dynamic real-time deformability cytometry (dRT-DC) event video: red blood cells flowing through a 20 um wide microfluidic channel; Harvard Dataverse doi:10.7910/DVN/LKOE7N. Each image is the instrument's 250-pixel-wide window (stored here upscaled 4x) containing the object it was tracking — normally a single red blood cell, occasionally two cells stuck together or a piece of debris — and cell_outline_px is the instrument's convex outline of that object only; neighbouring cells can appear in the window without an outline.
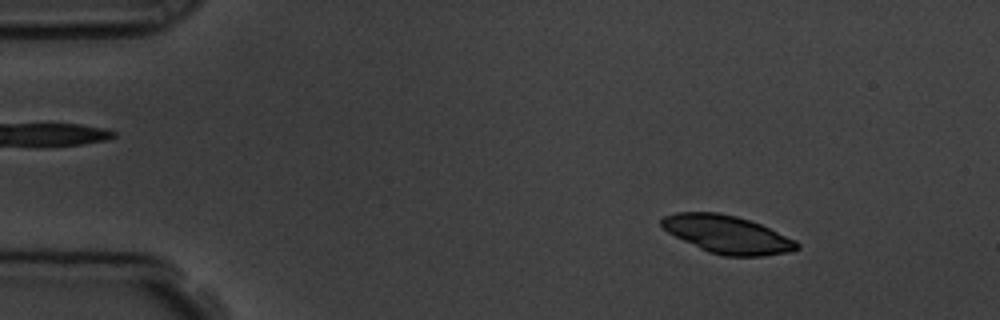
{"species": "common noctule bat (a hibernating species)", "species_latin": "Nyctalus noctula", "temperature_condition": "room temperature", "stored_images_in_passage": 53, "camera_frame_rate_fps": 3000, "um_per_image_px": 0.085, "animal": {"sex": "male", "body_mass_g": 19.5, "forearm_length_mm": 54.6}, "frame": {"image": 1, "passage_image": 7, "time_ms": 2.0, "image_size_px": [1000, 320], "cell_outline_px": [[800, 248], [792, 252], [764, 256], [724, 256], [708, 252], [668, 232], [660, 224], [660, 220], [664, 216], [676, 212], [716, 212], [736, 216], [760, 224], [796, 240], [800, 244]], "centroid_in_image_um": [61.85, 19.93], "position_along_channel_um": 23.2, "area_um2": 29.77}}